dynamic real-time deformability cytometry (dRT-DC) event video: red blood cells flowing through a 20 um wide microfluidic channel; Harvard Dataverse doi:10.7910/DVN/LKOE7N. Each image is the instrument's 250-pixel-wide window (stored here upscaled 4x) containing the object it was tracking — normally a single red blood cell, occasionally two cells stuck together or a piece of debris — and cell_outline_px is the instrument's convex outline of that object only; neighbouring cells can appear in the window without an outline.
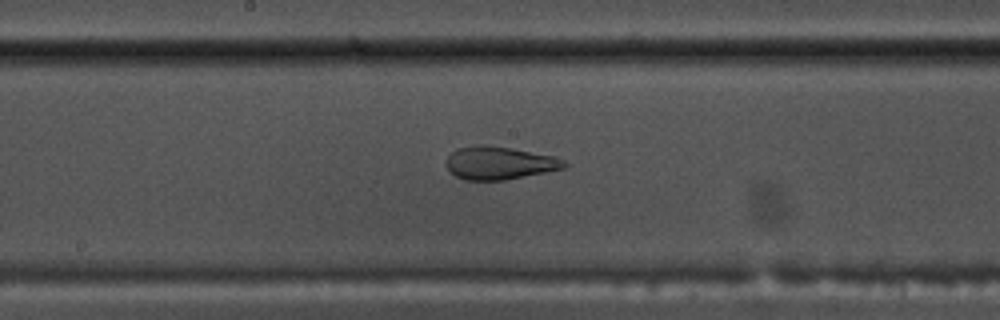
{"species": "common noctule bat (a hibernating species)", "species_latin": "Nyctalus noctula", "temperature_condition": "warm", "stored_images_in_passage": 50, "camera_frame_rate_fps": 3000, "um_per_image_px": 0.085, "animal": {"sex": "male", "body_mass_g": 17.5, "forearm_length_mm": 52.3}, "frame": {"image": 1, "passage_image": 24, "time_ms": 7.667, "image_size_px": [1000, 320], "cell_outline_px": [[568, 168], [504, 180], [464, 180], [456, 176], [448, 168], [448, 156], [456, 148], [480, 144], [484, 144], [512, 148], [552, 156], [564, 160], [568, 164]], "centroid_in_image_um": [42.48, 13.85], "position_along_channel_um": 205.7, "area_um2": 22.6}}
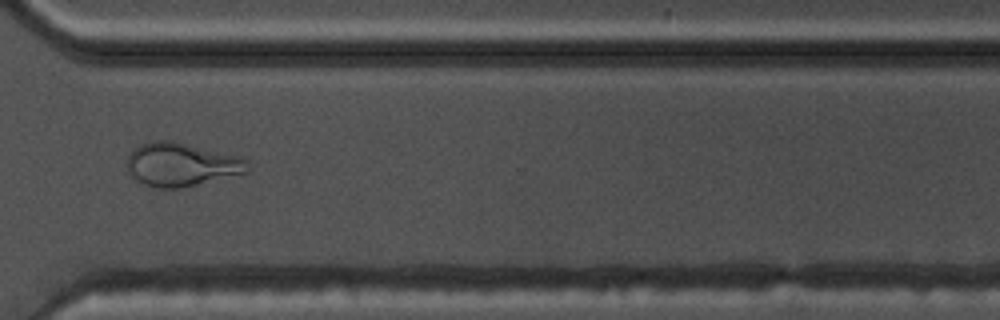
{"frame": {"image": 2, "passage_image": 36, "time_ms": 11.667, "image_size_px": [1000, 320], "cell_outline_px": [[248, 172], [180, 188], [156, 188], [144, 184], [136, 180], [132, 176], [128, 168], [128, 156], [140, 144], [152, 140], [172, 140], [240, 156], [248, 160]], "centroid_in_image_um": [15.42, 13.97], "position_along_channel_um": 355.2, "area_um2": 30.4}}
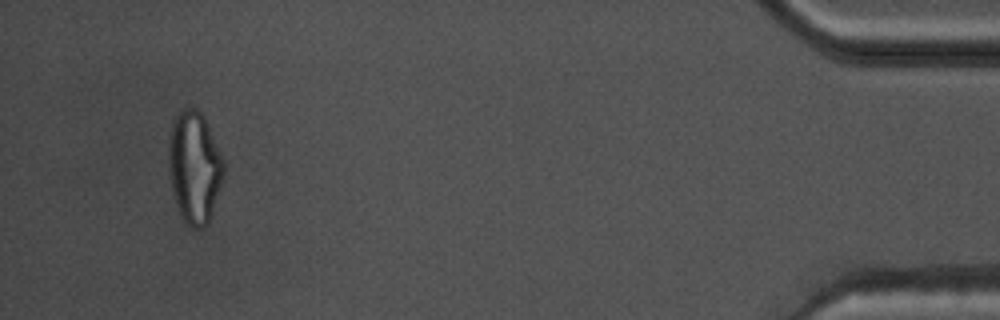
{"frame": {"image": 3, "passage_image": 47, "time_ms": 15.333, "image_size_px": [1000, 320], "cell_outline_px": [[224, 172], [212, 212], [208, 224], [204, 228], [192, 228], [180, 216], [176, 204], [168, 172], [168, 140], [172, 124], [180, 108], [196, 108], [204, 116], [224, 160]], "centroid_in_image_um": [16.5, 14.2], "position_along_channel_um": 418.7, "area_um2": 36.01}, "authors_computed_cell_mechanics": {"area_um2": 27.9174, "velocity_mm_per_s": 3.737, "shape_relaxation_time_tau1_ms": null, "shape_relaxation_time_tau2_ms": 1.3342, "deformation_change_tau1": null, "deformation_change_tau2": 0.0912}}